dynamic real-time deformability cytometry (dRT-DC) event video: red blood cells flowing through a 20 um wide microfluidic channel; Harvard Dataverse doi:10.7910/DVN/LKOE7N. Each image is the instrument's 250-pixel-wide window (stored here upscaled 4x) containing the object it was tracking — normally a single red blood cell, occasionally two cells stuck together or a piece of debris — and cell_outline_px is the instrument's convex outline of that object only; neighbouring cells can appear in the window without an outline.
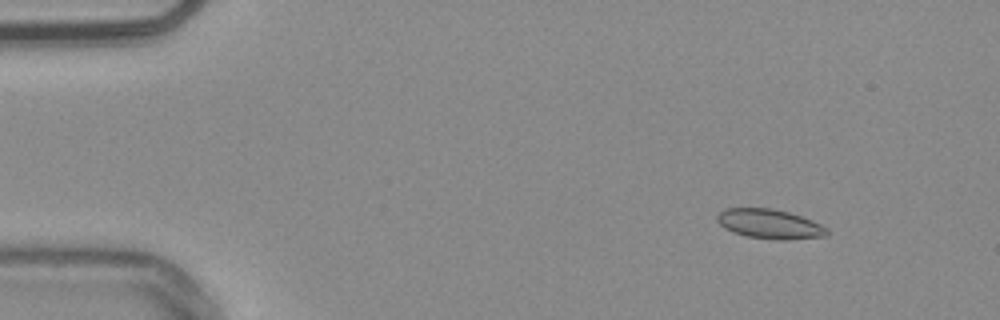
{"species": "common noctule bat (a hibernating species)", "species_latin": "Nyctalus noctula", "temperature_condition": "warm", "stored_images_in_passage": 51, "camera_frame_rate_fps": 3000, "um_per_image_px": 0.085, "animal": {"sex": "male", "body_mass_g": 20.4}, "frame": {"image": 1, "passage_image": 4, "time_ms": 1.0, "image_size_px": [1000, 320], "cell_outline_px": [[828, 236], [784, 240], [780, 240], [748, 236], [732, 232], [724, 228], [716, 220], [716, 216], [724, 208], [772, 208], [788, 212], [812, 220], [828, 228]], "centroid_in_image_um": [65.42, 19.03], "position_along_channel_um": 19.6, "area_um2": 18.9}}
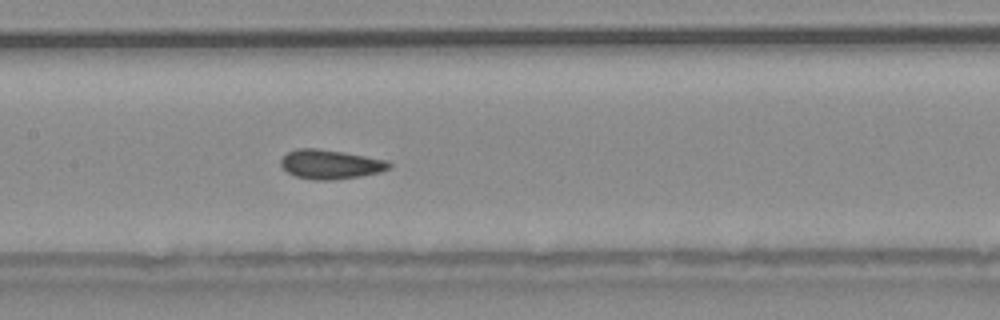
{"frame": {"image": 2, "passage_image": 24, "time_ms": 7.667, "image_size_px": [1000, 320], "cell_outline_px": [[392, 168], [380, 172], [360, 176], [332, 180], [316, 180], [296, 176], [288, 172], [280, 164], [280, 160], [288, 152], [296, 148], [316, 148], [344, 152], [388, 160], [392, 164]], "centroid_in_image_um": [28.12, 13.96], "position_along_channel_um": 179.3, "area_um2": 18.5}}
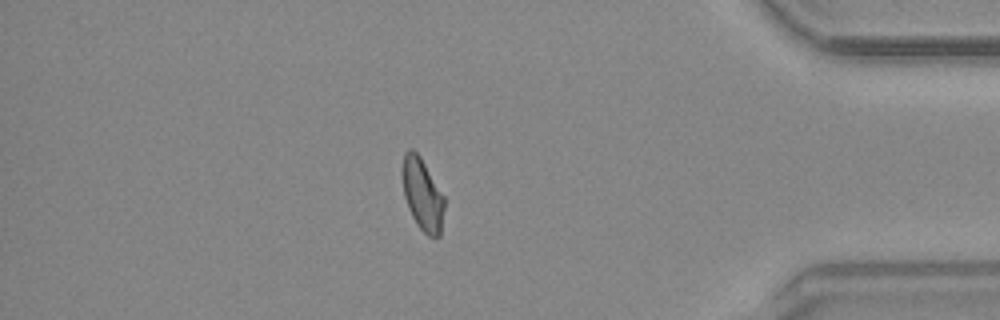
{"frame": {"image": 3, "passage_image": 44, "time_ms": 14.333, "image_size_px": [1000, 320], "cell_outline_px": [[444, 208], [440, 236], [428, 236], [416, 224], [408, 208], [404, 196], [400, 176], [400, 172], [404, 152], [408, 148], [412, 148], [420, 156], [444, 196]], "centroid_in_image_um": [35.86, 16.48], "position_along_channel_um": 399.3, "area_um2": 17.92}, "authors_computed_cell_mechanics": {"area_um2": 18.1492, "velocity_mm_per_s": 3.8121, "shape_relaxation_time_tau1_ms": null, "shape_relaxation_time_tau2_ms": 1.1953, "deformation_change_tau1": null, "deformation_change_tau2": 0.0541}}